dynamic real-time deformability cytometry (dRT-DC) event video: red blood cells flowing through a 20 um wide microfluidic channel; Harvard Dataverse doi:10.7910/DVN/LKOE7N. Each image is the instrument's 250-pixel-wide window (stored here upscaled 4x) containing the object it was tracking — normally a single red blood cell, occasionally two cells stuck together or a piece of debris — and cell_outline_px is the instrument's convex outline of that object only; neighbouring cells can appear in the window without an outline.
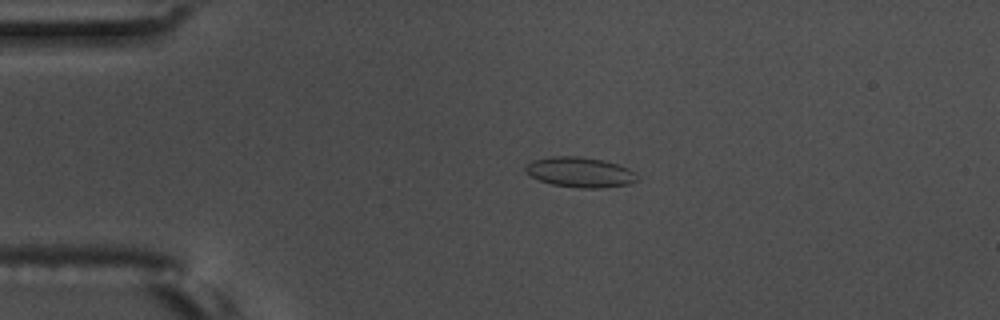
{"species": "common noctule bat (a hibernating species)", "species_latin": "Nyctalus noctula", "temperature_condition": "warm", "stored_images_in_passage": 58, "camera_frame_rate_fps": 3000, "um_per_image_px": 0.085, "animal": {"sex": "male", "body_mass_g": 17.5, "forearm_length_mm": 52.3}, "frame": {"image": 1, "passage_image": 13, "time_ms": 4.0, "image_size_px": [1000, 320], "cell_outline_px": [[640, 180], [628, 184], [604, 188], [580, 188], [552, 184], [540, 180], [532, 176], [524, 168], [532, 160], [552, 156], [580, 156], [604, 160], [628, 168], [636, 172]], "centroid_in_image_um": [49.36, 14.64], "position_along_channel_um": 35.6, "area_um2": 19.65}}
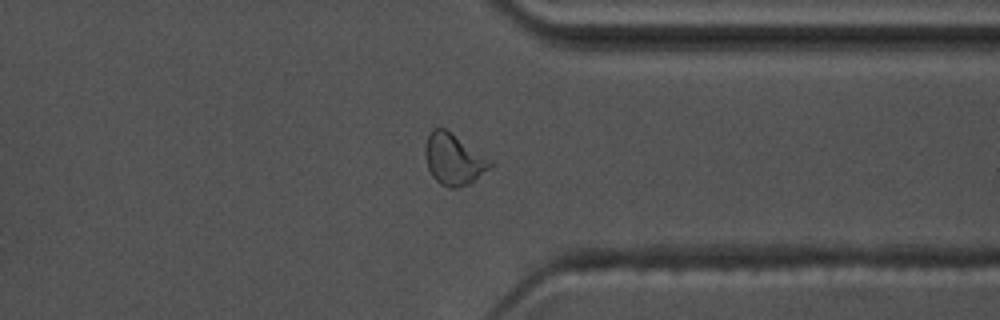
{"frame": {"image": 2, "passage_image": 45, "time_ms": 14.667, "image_size_px": [1000, 320], "cell_outline_px": [[496, 164], [468, 184], [456, 188], [448, 188], [440, 184], [432, 176], [428, 168], [424, 152], [424, 148], [428, 136], [432, 128], [444, 128], [492, 160]], "centroid_in_image_um": [38.56, 13.55], "position_along_channel_um": 372.8, "area_um2": 19.31}, "authors_computed_cell_mechanics": {"area_um2": 18.2648, "velocity_mm_per_s": 3.5632, "shape_relaxation_time_tau1_ms": 4.7745, "shape_relaxation_time_tau2_ms": 1.236, "deformation_change_tau1": 0.1424, "deformation_change_tau2": 0.0691}}